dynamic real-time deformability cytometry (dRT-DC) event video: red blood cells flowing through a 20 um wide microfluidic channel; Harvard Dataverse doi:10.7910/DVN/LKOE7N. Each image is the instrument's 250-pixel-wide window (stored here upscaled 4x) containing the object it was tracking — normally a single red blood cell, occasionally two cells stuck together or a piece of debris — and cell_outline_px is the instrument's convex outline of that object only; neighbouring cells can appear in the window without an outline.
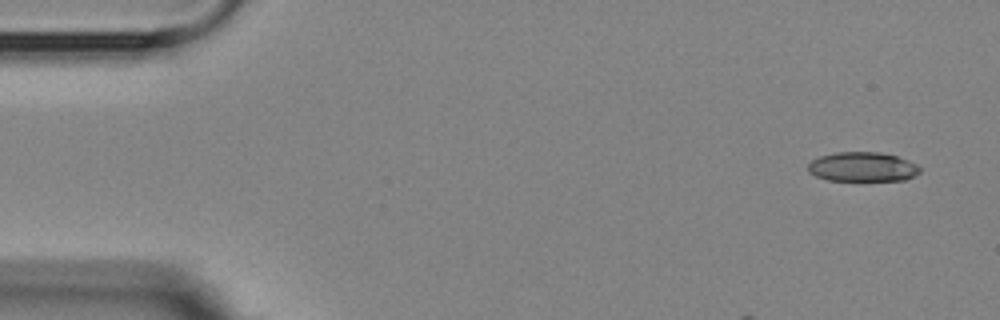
{"species": "Egyptian fruit bat (a non-hibernating species)", "species_latin": "Rousettus aegyptiacus", "temperature_condition": "room temperature", "stored_images_in_passage": 6, "camera_frame_rate_fps": 3000, "um_per_image_px": 0.085, "animal": {"sex": "female"}, "frame": {"image": 1, "passage_image": 1, "time_ms": 0.0, "image_size_px": [1000, 320], "cell_outline_px": [[920, 172], [904, 180], [828, 180], [816, 176], [808, 172], [808, 164], [812, 160], [820, 156], [836, 152], [880, 152], [896, 156], [908, 160], [916, 164], [920, 168]], "centroid_in_image_um": [73.3, 14.18], "position_along_channel_um": 11.7, "area_um2": 19.07}}
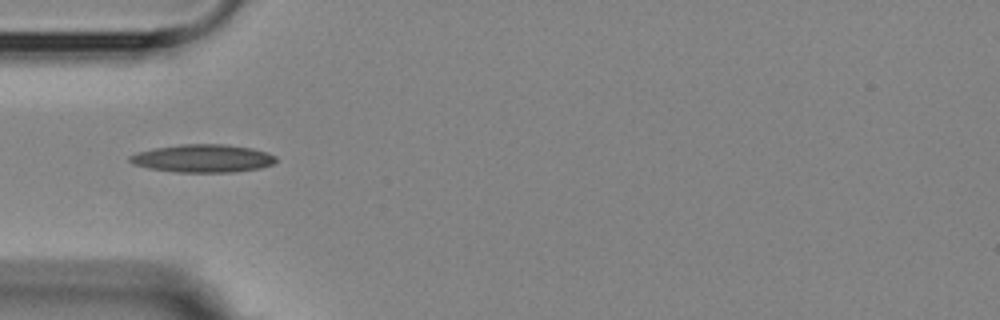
{"frame": {"image": 2, "passage_image": 5, "time_ms": 4.667, "image_size_px": [1000, 320], "cell_outline_px": [[276, 160], [272, 164], [260, 168], [232, 172], [176, 172], [148, 168], [132, 164], [128, 160], [128, 156], [136, 152], [156, 148], [180, 144], [228, 144], [252, 148], [268, 152], [276, 156]], "centroid_in_image_um": [17.23, 13.46], "position_along_channel_um": 67.8, "area_um2": 23.93}}
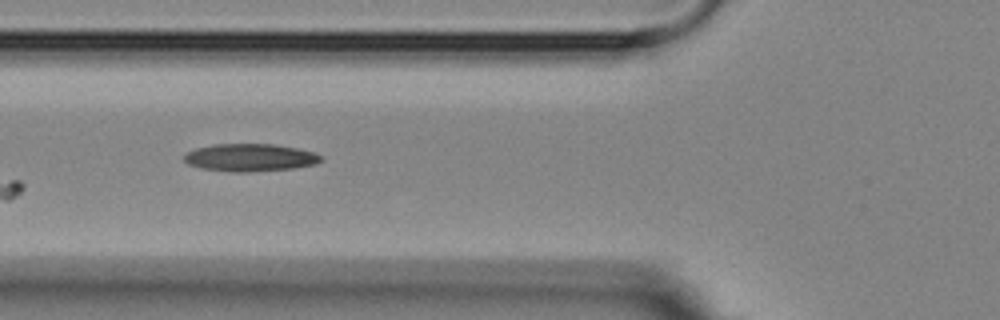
{"frame": {"image": 3, "passage_image": 6, "time_ms": 5.667, "image_size_px": [1000, 320], "cell_outline_px": [[324, 160], [316, 164], [292, 168], [248, 172], [232, 172], [200, 168], [188, 164], [184, 160], [184, 156], [188, 152], [196, 148], [212, 144], [276, 144], [296, 148], [312, 152], [324, 156]], "centroid_in_image_um": [21.27, 13.39], "position_along_channel_um": 104.5, "area_um2": 22.08}}